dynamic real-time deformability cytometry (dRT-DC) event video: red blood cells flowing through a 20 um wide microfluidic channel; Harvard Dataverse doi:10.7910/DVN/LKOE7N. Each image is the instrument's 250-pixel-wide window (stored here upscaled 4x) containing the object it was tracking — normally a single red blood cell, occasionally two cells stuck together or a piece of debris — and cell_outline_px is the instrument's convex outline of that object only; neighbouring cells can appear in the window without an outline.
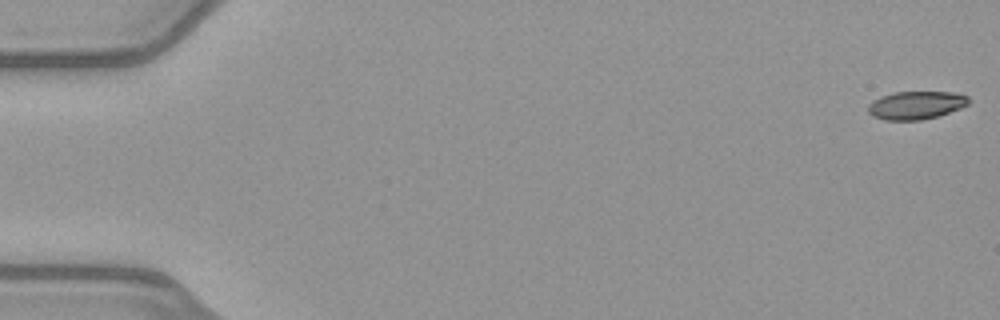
{"species": "common noctule bat (a hibernating species)", "species_latin": "Nyctalus noctula", "temperature_condition": "warm", "stored_images_in_passage": 52, "camera_frame_rate_fps": 3000, "um_per_image_px": 0.085, "animal": {"sex": "female", "body_mass_g": 21.9}, "frame": {"image": 1, "passage_image": 1, "time_ms": 0.0, "image_size_px": [1000, 320], "cell_outline_px": [[972, 100], [968, 104], [960, 108], [940, 116], [920, 120], [884, 120], [872, 116], [868, 112], [868, 104], [872, 100], [880, 96], [896, 92], [952, 92], [968, 96]], "centroid_in_image_um": [77.86, 8.94], "position_along_channel_um": 7.1, "area_um2": 16.65}}
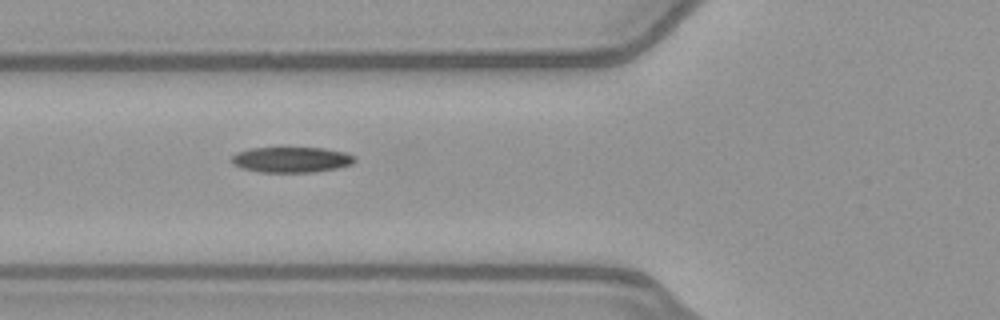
{"frame": {"image": 2, "passage_image": 20, "time_ms": 6.333, "image_size_px": [1000, 320], "cell_outline_px": [[356, 160], [352, 164], [336, 168], [312, 172], [260, 172], [240, 168], [232, 164], [228, 160], [236, 152], [248, 148], [324, 148], [344, 152], [356, 156]], "centroid_in_image_um": [24.71, 13.57], "position_along_channel_um": 101.1, "area_um2": 18.5}}
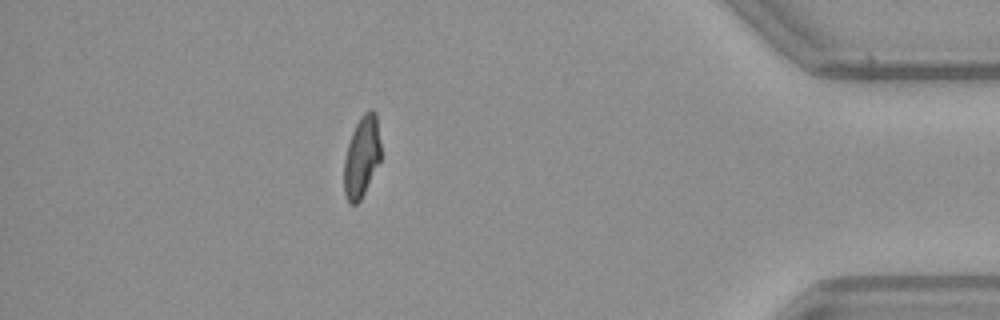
{"frame": {"image": 3, "passage_image": 46, "time_ms": 15.0, "image_size_px": [1000, 320], "cell_outline_px": [[380, 160], [360, 200], [356, 204], [348, 204], [344, 192], [344, 160], [348, 144], [352, 132], [360, 116], [364, 112], [372, 108], [376, 112], [380, 144]], "centroid_in_image_um": [30.73, 13.3], "position_along_channel_um": 404.5, "area_um2": 17.28}, "authors_computed_cell_mechanics": {"area_um2": 18.0914, "velocity_mm_per_s": 4.0259, "shape_relaxation_time_tau1_ms": null, "shape_relaxation_time_tau2_ms": 2.0388, "deformation_change_tau1": null, "deformation_change_tau2": 0.0777}}